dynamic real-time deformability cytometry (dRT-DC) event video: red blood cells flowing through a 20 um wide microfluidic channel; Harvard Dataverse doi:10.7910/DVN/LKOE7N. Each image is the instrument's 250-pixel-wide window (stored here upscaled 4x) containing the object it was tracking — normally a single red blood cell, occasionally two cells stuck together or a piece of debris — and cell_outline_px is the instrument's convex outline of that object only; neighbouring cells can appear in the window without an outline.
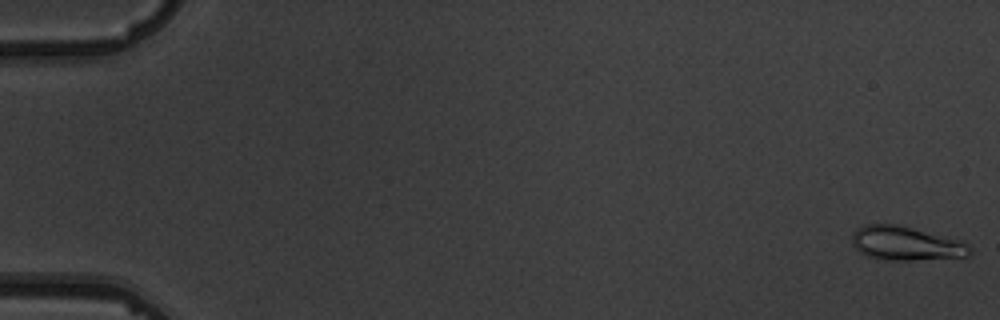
{"species": "common noctule bat (a hibernating species)", "species_latin": "Nyctalus noctula", "temperature_condition": "warm", "stored_images_in_passage": 5, "camera_frame_rate_fps": 3000, "um_per_image_px": 0.085, "animal": {"sex": "male", "body_mass_g": 19.5, "forearm_length_mm": 54.6}, "frame": {"image": 1, "passage_image": 1, "time_ms": 0.0, "image_size_px": [1000, 320], "cell_outline_px": [[972, 252], [968, 256], [916, 260], [888, 260], [868, 256], [860, 252], [852, 244], [852, 232], [856, 228], [864, 224], [896, 224], [912, 228], [968, 244]], "centroid_in_image_um": [76.92, 20.69], "position_along_channel_um": 8.1, "area_um2": 22.89}}